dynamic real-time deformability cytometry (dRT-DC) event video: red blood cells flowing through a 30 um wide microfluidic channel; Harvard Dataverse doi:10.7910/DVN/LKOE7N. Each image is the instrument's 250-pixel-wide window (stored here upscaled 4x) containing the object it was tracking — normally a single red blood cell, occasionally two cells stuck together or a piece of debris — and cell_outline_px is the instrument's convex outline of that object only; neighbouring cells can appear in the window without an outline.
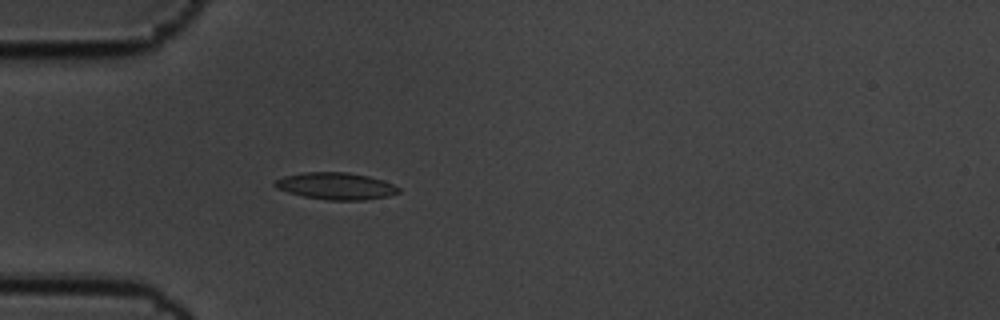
{"species": "common noctule bat (a hibernating species)", "species_latin": "Nyctalus noctula", "temperature_condition": "cold", "stored_images_in_passage": 4, "camera_frame_rate_fps": 3000, "um_per_image_px": 0.085, "animal": {"sex": "male", "body_mass_g": 19.5, "forearm_length_mm": 54.6}, "frame": {"image": 1, "passage_image": 4, "time_ms": 1.0, "image_size_px": [1000, 320], "cell_outline_px": [[400, 192], [388, 196], [364, 200], [324, 200], [304, 196], [288, 192], [276, 188], [272, 184], [276, 180], [284, 176], [304, 172], [348, 172], [368, 176], [392, 184], [400, 188]], "centroid_in_image_um": [28.53, 15.81], "position_along_channel_um": 56.5, "area_um2": 19.36}}